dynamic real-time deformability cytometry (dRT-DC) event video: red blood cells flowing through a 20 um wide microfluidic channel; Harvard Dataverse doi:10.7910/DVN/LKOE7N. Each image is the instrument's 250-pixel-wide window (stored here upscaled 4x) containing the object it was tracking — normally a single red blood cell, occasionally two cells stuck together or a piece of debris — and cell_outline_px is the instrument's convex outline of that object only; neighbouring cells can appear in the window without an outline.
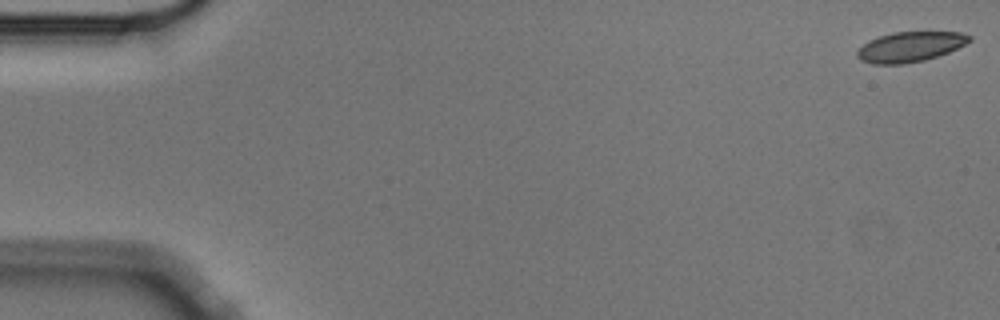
{"species": "Egyptian fruit bat (a non-hibernating species)", "species_latin": "Rousettus aegyptiacus", "temperature_condition": "cold", "stored_images_in_passage": 7, "camera_frame_rate_fps": 3000, "um_per_image_px": 0.085, "animal": {"sex": "male"}, "frame": {"image": 1, "passage_image": 1, "time_ms": 0.0, "image_size_px": [1000, 320], "cell_outline_px": [[972, 40], [948, 52], [924, 60], [904, 64], [872, 64], [860, 60], [856, 56], [856, 52], [868, 40], [892, 32], [960, 32], [972, 36]], "centroid_in_image_um": [77.33, 3.98], "position_along_channel_um": 7.7, "area_um2": 19.59}}
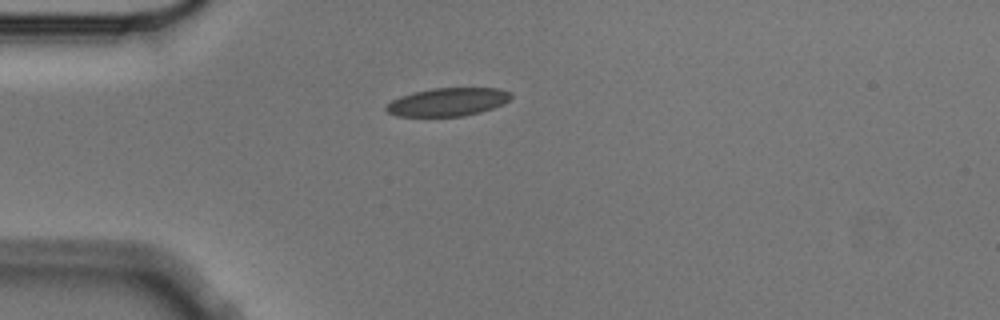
{"frame": {"image": 2, "passage_image": 5, "time_ms": 1.333, "image_size_px": [1000, 320], "cell_outline_px": [[512, 96], [504, 104], [480, 112], [464, 116], [396, 116], [388, 112], [384, 108], [392, 100], [400, 96], [412, 92], [432, 88], [500, 88], [512, 92]], "centroid_in_image_um": [38.07, 8.66], "position_along_channel_um": 46.9, "area_um2": 20.58}}
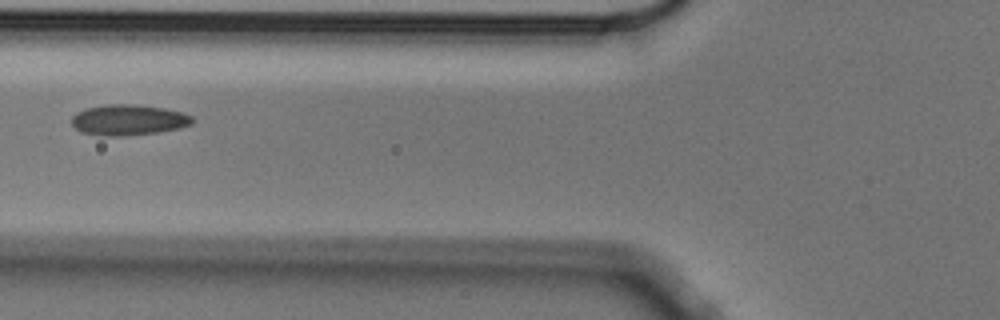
{"frame": {"image": 3, "passage_image": 7, "time_ms": 2.0, "image_size_px": [1000, 320], "cell_outline_px": [[192, 124], [180, 128], [160, 132], [124, 136], [100, 136], [80, 132], [72, 124], [72, 116], [76, 112], [84, 108], [108, 104], [136, 104], [164, 108], [180, 112], [192, 116]], "centroid_in_image_um": [10.88, 10.2], "position_along_channel_um": 114.9, "area_um2": 21.79}}